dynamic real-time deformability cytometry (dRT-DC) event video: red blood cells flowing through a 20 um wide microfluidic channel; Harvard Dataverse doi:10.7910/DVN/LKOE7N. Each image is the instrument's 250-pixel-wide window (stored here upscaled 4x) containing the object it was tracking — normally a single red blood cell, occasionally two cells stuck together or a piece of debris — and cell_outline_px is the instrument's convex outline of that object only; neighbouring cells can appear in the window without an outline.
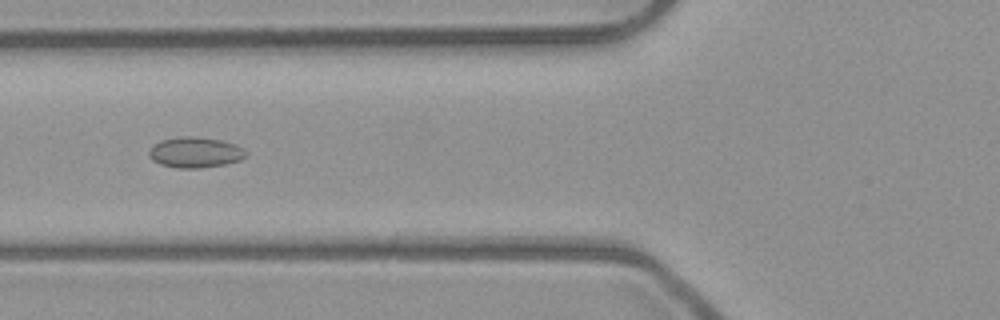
{"species": "common noctule bat (a hibernating species)", "species_latin": "Nyctalus noctula", "temperature_condition": "room temperature", "stored_images_in_passage": 8, "camera_frame_rate_fps": 3000, "um_per_image_px": 0.085, "animal": {"sex": "male", "body_mass_g": 23.1, "forearm_length_mm": 52.7}, "frame": {"image": 1, "passage_image": 5, "time_ms": 1.333, "image_size_px": [1000, 320], "cell_outline_px": [[248, 156], [240, 160], [224, 164], [200, 168], [176, 168], [160, 164], [152, 160], [148, 156], [148, 152], [160, 140], [180, 136], [196, 136], [220, 140], [236, 144], [244, 148], [248, 152]], "centroid_in_image_um": [16.62, 12.95], "position_along_channel_um": 109.2, "area_um2": 17.46}}
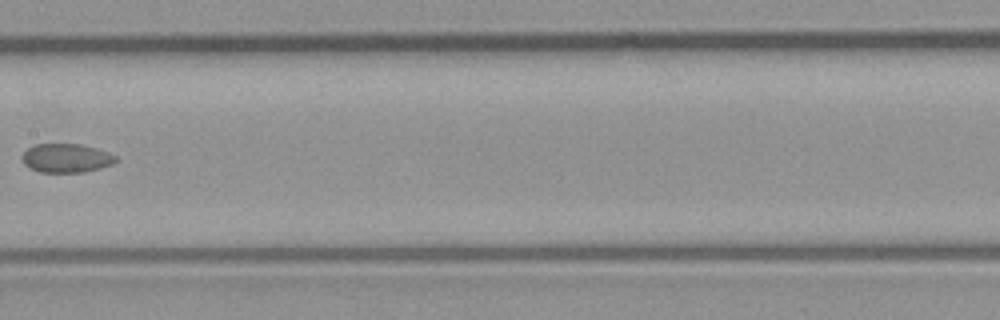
{"frame": {"image": 2, "passage_image": 7, "time_ms": 2.0, "image_size_px": [1000, 320], "cell_outline_px": [[120, 160], [112, 164], [100, 168], [84, 172], [40, 172], [24, 164], [24, 152], [28, 148], [36, 144], [80, 144], [96, 148], [108, 152], [116, 156]], "centroid_in_image_um": [5.69, 13.44], "position_along_channel_um": 201.7, "area_um2": 15.61}}
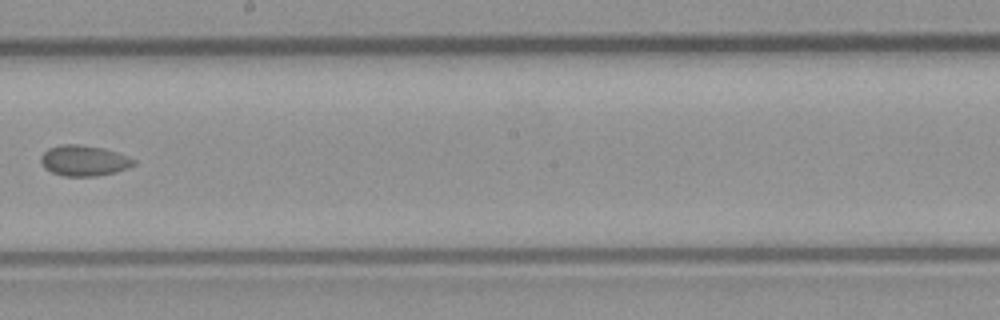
{"frame": {"image": 3, "passage_image": 8, "time_ms": 2.333, "image_size_px": [1000, 320], "cell_outline_px": [[136, 164], [128, 168], [116, 172], [96, 176], [64, 176], [52, 172], [44, 168], [40, 160], [40, 156], [48, 148], [60, 144], [80, 144], [104, 148], [116, 152], [136, 160]], "centroid_in_image_um": [7.13, 13.65], "position_along_channel_um": 241.1, "area_um2": 16.7}}